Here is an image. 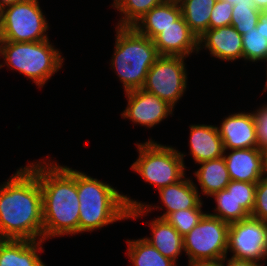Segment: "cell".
Masks as SVG:
<instances>
[{
  "mask_svg": "<svg viewBox=\"0 0 267 266\" xmlns=\"http://www.w3.org/2000/svg\"><path fill=\"white\" fill-rule=\"evenodd\" d=\"M202 208H191L170 213L165 219L182 235L185 236L204 216Z\"/></svg>",
  "mask_w": 267,
  "mask_h": 266,
  "instance_id": "cell-28",
  "label": "cell"
},
{
  "mask_svg": "<svg viewBox=\"0 0 267 266\" xmlns=\"http://www.w3.org/2000/svg\"><path fill=\"white\" fill-rule=\"evenodd\" d=\"M188 266H219L218 263H188Z\"/></svg>",
  "mask_w": 267,
  "mask_h": 266,
  "instance_id": "cell-38",
  "label": "cell"
},
{
  "mask_svg": "<svg viewBox=\"0 0 267 266\" xmlns=\"http://www.w3.org/2000/svg\"><path fill=\"white\" fill-rule=\"evenodd\" d=\"M1 20H2V8L0 7V27H1Z\"/></svg>",
  "mask_w": 267,
  "mask_h": 266,
  "instance_id": "cell-41",
  "label": "cell"
},
{
  "mask_svg": "<svg viewBox=\"0 0 267 266\" xmlns=\"http://www.w3.org/2000/svg\"><path fill=\"white\" fill-rule=\"evenodd\" d=\"M127 256L133 266H177L171 259L164 257L143 237L128 240Z\"/></svg>",
  "mask_w": 267,
  "mask_h": 266,
  "instance_id": "cell-23",
  "label": "cell"
},
{
  "mask_svg": "<svg viewBox=\"0 0 267 266\" xmlns=\"http://www.w3.org/2000/svg\"><path fill=\"white\" fill-rule=\"evenodd\" d=\"M149 224L151 237H144L164 257L178 261V257L184 252L183 236L166 220L159 217L153 219Z\"/></svg>",
  "mask_w": 267,
  "mask_h": 266,
  "instance_id": "cell-20",
  "label": "cell"
},
{
  "mask_svg": "<svg viewBox=\"0 0 267 266\" xmlns=\"http://www.w3.org/2000/svg\"><path fill=\"white\" fill-rule=\"evenodd\" d=\"M267 62V56L262 60V62ZM267 65V64H266ZM267 68V67H266ZM266 78H267V69H266ZM265 87H264V91H263V93L265 92V91H267V80H266V82H265V85H264Z\"/></svg>",
  "mask_w": 267,
  "mask_h": 266,
  "instance_id": "cell-40",
  "label": "cell"
},
{
  "mask_svg": "<svg viewBox=\"0 0 267 266\" xmlns=\"http://www.w3.org/2000/svg\"><path fill=\"white\" fill-rule=\"evenodd\" d=\"M182 16L178 0H165L153 7L132 27L141 35L154 39L164 28L172 25Z\"/></svg>",
  "mask_w": 267,
  "mask_h": 266,
  "instance_id": "cell-19",
  "label": "cell"
},
{
  "mask_svg": "<svg viewBox=\"0 0 267 266\" xmlns=\"http://www.w3.org/2000/svg\"><path fill=\"white\" fill-rule=\"evenodd\" d=\"M251 217L267 221V178L261 177L256 185L255 205Z\"/></svg>",
  "mask_w": 267,
  "mask_h": 266,
  "instance_id": "cell-31",
  "label": "cell"
},
{
  "mask_svg": "<svg viewBox=\"0 0 267 266\" xmlns=\"http://www.w3.org/2000/svg\"><path fill=\"white\" fill-rule=\"evenodd\" d=\"M186 178V175L176 183L165 186L160 189L159 197L161 203L165 206V212L158 216L165 219L170 213L179 210H186L191 208H202L203 201L200 198L198 186Z\"/></svg>",
  "mask_w": 267,
  "mask_h": 266,
  "instance_id": "cell-16",
  "label": "cell"
},
{
  "mask_svg": "<svg viewBox=\"0 0 267 266\" xmlns=\"http://www.w3.org/2000/svg\"><path fill=\"white\" fill-rule=\"evenodd\" d=\"M232 258L254 261L267 259V221L246 218L229 224L227 254ZM261 261V262H260Z\"/></svg>",
  "mask_w": 267,
  "mask_h": 266,
  "instance_id": "cell-10",
  "label": "cell"
},
{
  "mask_svg": "<svg viewBox=\"0 0 267 266\" xmlns=\"http://www.w3.org/2000/svg\"><path fill=\"white\" fill-rule=\"evenodd\" d=\"M189 127V154L195 164L223 157V141L216 125L192 124Z\"/></svg>",
  "mask_w": 267,
  "mask_h": 266,
  "instance_id": "cell-17",
  "label": "cell"
},
{
  "mask_svg": "<svg viewBox=\"0 0 267 266\" xmlns=\"http://www.w3.org/2000/svg\"><path fill=\"white\" fill-rule=\"evenodd\" d=\"M22 0H0V7L3 9Z\"/></svg>",
  "mask_w": 267,
  "mask_h": 266,
  "instance_id": "cell-37",
  "label": "cell"
},
{
  "mask_svg": "<svg viewBox=\"0 0 267 266\" xmlns=\"http://www.w3.org/2000/svg\"><path fill=\"white\" fill-rule=\"evenodd\" d=\"M182 17L191 32L199 39L209 30L212 7L216 0H178Z\"/></svg>",
  "mask_w": 267,
  "mask_h": 266,
  "instance_id": "cell-22",
  "label": "cell"
},
{
  "mask_svg": "<svg viewBox=\"0 0 267 266\" xmlns=\"http://www.w3.org/2000/svg\"><path fill=\"white\" fill-rule=\"evenodd\" d=\"M159 56L188 57L198 54V38L191 32L189 26L181 16L172 25L164 28L154 39Z\"/></svg>",
  "mask_w": 267,
  "mask_h": 266,
  "instance_id": "cell-13",
  "label": "cell"
},
{
  "mask_svg": "<svg viewBox=\"0 0 267 266\" xmlns=\"http://www.w3.org/2000/svg\"><path fill=\"white\" fill-rule=\"evenodd\" d=\"M39 0H22L2 9L0 41L36 42L49 39L50 28Z\"/></svg>",
  "mask_w": 267,
  "mask_h": 266,
  "instance_id": "cell-8",
  "label": "cell"
},
{
  "mask_svg": "<svg viewBox=\"0 0 267 266\" xmlns=\"http://www.w3.org/2000/svg\"><path fill=\"white\" fill-rule=\"evenodd\" d=\"M224 1L229 2L230 4L235 6V5H237V3L248 2V1H252V0H224Z\"/></svg>",
  "mask_w": 267,
  "mask_h": 266,
  "instance_id": "cell-39",
  "label": "cell"
},
{
  "mask_svg": "<svg viewBox=\"0 0 267 266\" xmlns=\"http://www.w3.org/2000/svg\"><path fill=\"white\" fill-rule=\"evenodd\" d=\"M136 145L139 153L136 161L131 164V170L149 185L157 187L158 191L186 175L184 157L187 154L172 146L157 143L152 138Z\"/></svg>",
  "mask_w": 267,
  "mask_h": 266,
  "instance_id": "cell-6",
  "label": "cell"
},
{
  "mask_svg": "<svg viewBox=\"0 0 267 266\" xmlns=\"http://www.w3.org/2000/svg\"><path fill=\"white\" fill-rule=\"evenodd\" d=\"M262 177L267 178V149L262 150Z\"/></svg>",
  "mask_w": 267,
  "mask_h": 266,
  "instance_id": "cell-35",
  "label": "cell"
},
{
  "mask_svg": "<svg viewBox=\"0 0 267 266\" xmlns=\"http://www.w3.org/2000/svg\"><path fill=\"white\" fill-rule=\"evenodd\" d=\"M227 260V262H226ZM227 264H225V263ZM219 266H263V264H259L257 262L254 261H249V260H241V259H236V258H228L227 259V255L225 257H223L219 262H218Z\"/></svg>",
  "mask_w": 267,
  "mask_h": 266,
  "instance_id": "cell-33",
  "label": "cell"
},
{
  "mask_svg": "<svg viewBox=\"0 0 267 266\" xmlns=\"http://www.w3.org/2000/svg\"><path fill=\"white\" fill-rule=\"evenodd\" d=\"M77 191L79 234L99 230L117 221L138 219L154 209L164 208L133 200L116 187L78 170Z\"/></svg>",
  "mask_w": 267,
  "mask_h": 266,
  "instance_id": "cell-3",
  "label": "cell"
},
{
  "mask_svg": "<svg viewBox=\"0 0 267 266\" xmlns=\"http://www.w3.org/2000/svg\"><path fill=\"white\" fill-rule=\"evenodd\" d=\"M224 151L231 180L257 183L262 177V150L259 147Z\"/></svg>",
  "mask_w": 267,
  "mask_h": 266,
  "instance_id": "cell-15",
  "label": "cell"
},
{
  "mask_svg": "<svg viewBox=\"0 0 267 266\" xmlns=\"http://www.w3.org/2000/svg\"><path fill=\"white\" fill-rule=\"evenodd\" d=\"M44 240L0 239V266H47L40 257Z\"/></svg>",
  "mask_w": 267,
  "mask_h": 266,
  "instance_id": "cell-18",
  "label": "cell"
},
{
  "mask_svg": "<svg viewBox=\"0 0 267 266\" xmlns=\"http://www.w3.org/2000/svg\"><path fill=\"white\" fill-rule=\"evenodd\" d=\"M0 239L43 240L42 191L27 165L0 185Z\"/></svg>",
  "mask_w": 267,
  "mask_h": 266,
  "instance_id": "cell-2",
  "label": "cell"
},
{
  "mask_svg": "<svg viewBox=\"0 0 267 266\" xmlns=\"http://www.w3.org/2000/svg\"><path fill=\"white\" fill-rule=\"evenodd\" d=\"M216 206L214 213H209L227 223H233L250 217V214L233 198L231 192L223 189L214 193Z\"/></svg>",
  "mask_w": 267,
  "mask_h": 266,
  "instance_id": "cell-25",
  "label": "cell"
},
{
  "mask_svg": "<svg viewBox=\"0 0 267 266\" xmlns=\"http://www.w3.org/2000/svg\"><path fill=\"white\" fill-rule=\"evenodd\" d=\"M233 5L224 0H216L212 7L209 29L231 25Z\"/></svg>",
  "mask_w": 267,
  "mask_h": 266,
  "instance_id": "cell-30",
  "label": "cell"
},
{
  "mask_svg": "<svg viewBox=\"0 0 267 266\" xmlns=\"http://www.w3.org/2000/svg\"><path fill=\"white\" fill-rule=\"evenodd\" d=\"M111 67L123 84L124 92L141 89L149 69L159 57L153 40L133 27L116 26Z\"/></svg>",
  "mask_w": 267,
  "mask_h": 266,
  "instance_id": "cell-4",
  "label": "cell"
},
{
  "mask_svg": "<svg viewBox=\"0 0 267 266\" xmlns=\"http://www.w3.org/2000/svg\"><path fill=\"white\" fill-rule=\"evenodd\" d=\"M257 183L231 180L225 188L250 215L255 205Z\"/></svg>",
  "mask_w": 267,
  "mask_h": 266,
  "instance_id": "cell-29",
  "label": "cell"
},
{
  "mask_svg": "<svg viewBox=\"0 0 267 266\" xmlns=\"http://www.w3.org/2000/svg\"><path fill=\"white\" fill-rule=\"evenodd\" d=\"M252 2L258 10H267V0H252Z\"/></svg>",
  "mask_w": 267,
  "mask_h": 266,
  "instance_id": "cell-36",
  "label": "cell"
},
{
  "mask_svg": "<svg viewBox=\"0 0 267 266\" xmlns=\"http://www.w3.org/2000/svg\"><path fill=\"white\" fill-rule=\"evenodd\" d=\"M165 0H117L112 5L122 16L116 26L132 27L140 18L148 13L153 7Z\"/></svg>",
  "mask_w": 267,
  "mask_h": 266,
  "instance_id": "cell-24",
  "label": "cell"
},
{
  "mask_svg": "<svg viewBox=\"0 0 267 266\" xmlns=\"http://www.w3.org/2000/svg\"><path fill=\"white\" fill-rule=\"evenodd\" d=\"M49 39L36 42L0 41V57L6 66L18 71L42 88L63 66L65 58Z\"/></svg>",
  "mask_w": 267,
  "mask_h": 266,
  "instance_id": "cell-5",
  "label": "cell"
},
{
  "mask_svg": "<svg viewBox=\"0 0 267 266\" xmlns=\"http://www.w3.org/2000/svg\"><path fill=\"white\" fill-rule=\"evenodd\" d=\"M260 17L261 11L252 1L237 3L232 9L231 25L243 35L257 26Z\"/></svg>",
  "mask_w": 267,
  "mask_h": 266,
  "instance_id": "cell-26",
  "label": "cell"
},
{
  "mask_svg": "<svg viewBox=\"0 0 267 266\" xmlns=\"http://www.w3.org/2000/svg\"><path fill=\"white\" fill-rule=\"evenodd\" d=\"M256 27H261L262 34L267 39V10L261 11V17Z\"/></svg>",
  "mask_w": 267,
  "mask_h": 266,
  "instance_id": "cell-34",
  "label": "cell"
},
{
  "mask_svg": "<svg viewBox=\"0 0 267 266\" xmlns=\"http://www.w3.org/2000/svg\"><path fill=\"white\" fill-rule=\"evenodd\" d=\"M125 93L127 105L121 116L129 119L135 125L150 129L160 124L168 116L174 115V108L171 105L142 88Z\"/></svg>",
  "mask_w": 267,
  "mask_h": 266,
  "instance_id": "cell-11",
  "label": "cell"
},
{
  "mask_svg": "<svg viewBox=\"0 0 267 266\" xmlns=\"http://www.w3.org/2000/svg\"><path fill=\"white\" fill-rule=\"evenodd\" d=\"M185 59L180 56H159L149 69L142 89L175 108L188 85Z\"/></svg>",
  "mask_w": 267,
  "mask_h": 266,
  "instance_id": "cell-9",
  "label": "cell"
},
{
  "mask_svg": "<svg viewBox=\"0 0 267 266\" xmlns=\"http://www.w3.org/2000/svg\"><path fill=\"white\" fill-rule=\"evenodd\" d=\"M243 59L248 62L261 61L267 56V39L261 27H255L242 35Z\"/></svg>",
  "mask_w": 267,
  "mask_h": 266,
  "instance_id": "cell-27",
  "label": "cell"
},
{
  "mask_svg": "<svg viewBox=\"0 0 267 266\" xmlns=\"http://www.w3.org/2000/svg\"><path fill=\"white\" fill-rule=\"evenodd\" d=\"M258 146L261 150L267 149V103L253 111Z\"/></svg>",
  "mask_w": 267,
  "mask_h": 266,
  "instance_id": "cell-32",
  "label": "cell"
},
{
  "mask_svg": "<svg viewBox=\"0 0 267 266\" xmlns=\"http://www.w3.org/2000/svg\"><path fill=\"white\" fill-rule=\"evenodd\" d=\"M229 223L205 213L199 223L183 236L189 263H218L227 255Z\"/></svg>",
  "mask_w": 267,
  "mask_h": 266,
  "instance_id": "cell-7",
  "label": "cell"
},
{
  "mask_svg": "<svg viewBox=\"0 0 267 266\" xmlns=\"http://www.w3.org/2000/svg\"><path fill=\"white\" fill-rule=\"evenodd\" d=\"M217 128L223 141L224 151L259 147L254 116L251 112L232 113L223 118Z\"/></svg>",
  "mask_w": 267,
  "mask_h": 266,
  "instance_id": "cell-12",
  "label": "cell"
},
{
  "mask_svg": "<svg viewBox=\"0 0 267 266\" xmlns=\"http://www.w3.org/2000/svg\"><path fill=\"white\" fill-rule=\"evenodd\" d=\"M26 165L37 175L42 191L43 240L78 234L77 170L48 157Z\"/></svg>",
  "mask_w": 267,
  "mask_h": 266,
  "instance_id": "cell-1",
  "label": "cell"
},
{
  "mask_svg": "<svg viewBox=\"0 0 267 266\" xmlns=\"http://www.w3.org/2000/svg\"><path fill=\"white\" fill-rule=\"evenodd\" d=\"M200 168L194 172L202 195L211 197L227 187L231 181L224 157L200 162Z\"/></svg>",
  "mask_w": 267,
  "mask_h": 266,
  "instance_id": "cell-21",
  "label": "cell"
},
{
  "mask_svg": "<svg viewBox=\"0 0 267 266\" xmlns=\"http://www.w3.org/2000/svg\"><path fill=\"white\" fill-rule=\"evenodd\" d=\"M198 48L209 50L211 56L219 60H243L242 35L232 25L207 30L198 39Z\"/></svg>",
  "mask_w": 267,
  "mask_h": 266,
  "instance_id": "cell-14",
  "label": "cell"
}]
</instances>
